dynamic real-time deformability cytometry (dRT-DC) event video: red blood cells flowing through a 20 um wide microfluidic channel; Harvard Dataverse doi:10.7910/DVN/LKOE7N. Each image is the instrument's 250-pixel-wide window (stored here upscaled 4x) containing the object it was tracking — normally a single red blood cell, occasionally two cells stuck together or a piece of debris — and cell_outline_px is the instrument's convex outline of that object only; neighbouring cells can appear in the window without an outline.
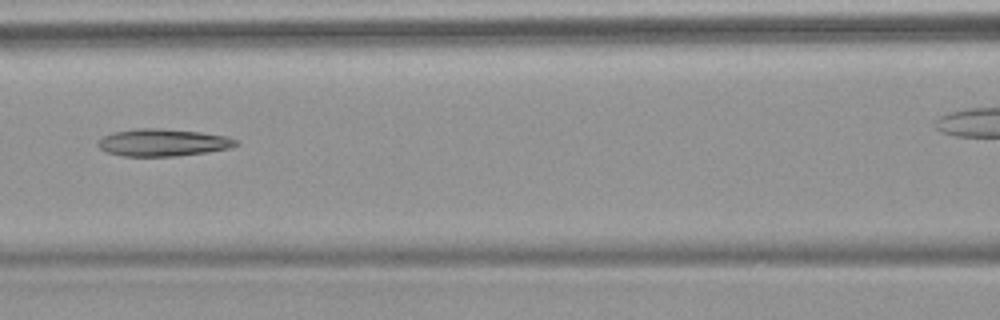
{"species": "common noctule bat (a hibernating species)", "species_latin": "Nyctalus noctula", "temperature_condition": "warm", "stored_images_in_passage": 10, "camera_frame_rate_fps": 3000, "um_per_image_px": 0.085, "animal": {"sex": "female", "body_mass_g": 18.4}, "frame": {"image": 1, "passage_image": 7, "time_ms": 7.0, "image_size_px": [1000, 320], "cell_outline_px": [[240, 144], [228, 148], [208, 152], [176, 156], [124, 156], [108, 152], [100, 148], [96, 144], [96, 140], [112, 132], [136, 128], [160, 128], [200, 132], [228, 136], [236, 140]], "centroid_in_image_um": [13.83, 12.11], "position_along_channel_um": 152.8, "area_um2": 22.02}}